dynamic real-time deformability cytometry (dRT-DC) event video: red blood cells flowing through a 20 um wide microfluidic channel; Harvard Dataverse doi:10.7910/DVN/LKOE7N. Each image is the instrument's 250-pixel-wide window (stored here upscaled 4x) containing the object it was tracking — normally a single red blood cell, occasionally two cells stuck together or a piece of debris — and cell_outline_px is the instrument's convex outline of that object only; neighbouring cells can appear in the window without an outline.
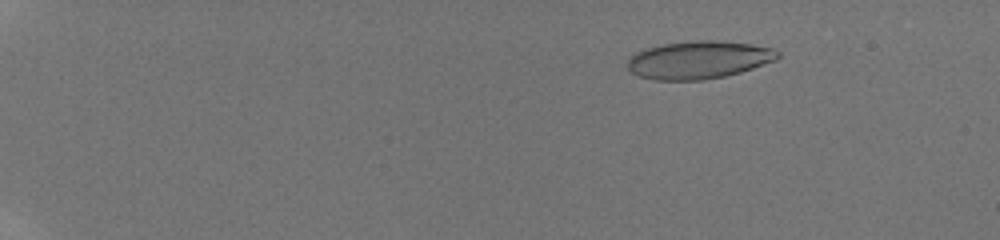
{"species": "human", "species_latin": "Homo sapiens", "temperature_condition": "room temperature", "stored_images_in_passage": 13, "camera_frame_rate_fps": 3000, "um_per_image_px": 0.085, "donor": {"sex": "male"}, "frame": {"image": 1, "passage_image": 3, "time_ms": 1.0, "image_size_px": [1000, 240], "cell_outline_px": [[780, 56], [776, 60], [740, 72], [724, 76], [704, 80], [652, 80], [640, 76], [632, 72], [628, 68], [628, 56], [636, 52], [648, 48], [664, 44], [696, 40], [720, 40], [752, 44], [772, 48], [780, 52]], "centroid_in_image_um": [59.4, 5.08], "position_along_channel_um": 25.6, "area_um2": 33.12}}
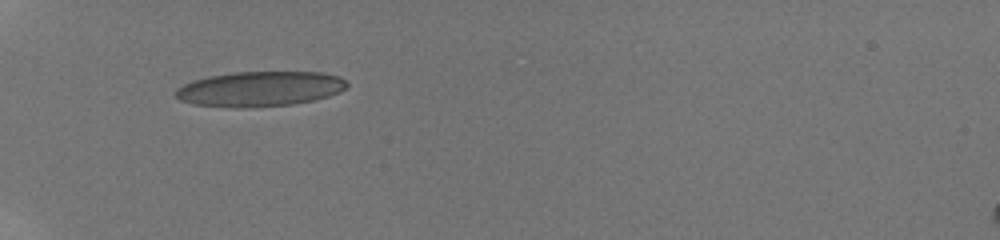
{"frame": {"image": 2, "passage_image": 10, "time_ms": 5.0, "image_size_px": [1000, 240], "cell_outline_px": [[348, 84], [340, 92], [328, 96], [312, 100], [292, 104], [248, 108], [232, 108], [192, 104], [180, 100], [176, 96], [176, 88], [192, 80], [208, 76], [236, 72], [320, 72], [340, 76]], "centroid_in_image_um": [22.06, 7.56], "position_along_channel_um": 62.9, "area_um2": 35.08}}
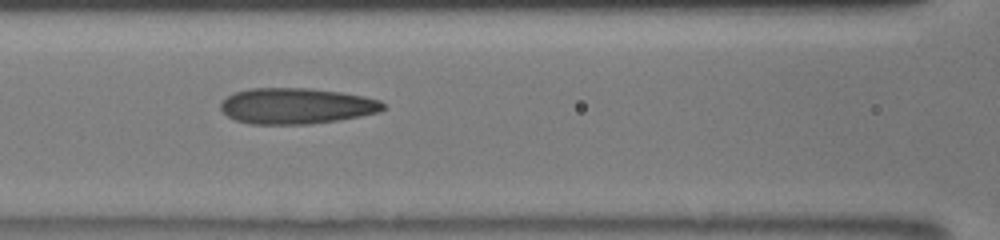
{"frame": {"image": 3, "passage_image": 12, "time_ms": 7.333, "image_size_px": [1000, 240], "cell_outline_px": [[384, 108], [380, 112], [360, 116], [312, 124], [248, 124], [236, 120], [228, 116], [220, 108], [220, 104], [228, 96], [236, 92], [252, 88], [308, 88], [340, 92], [364, 96], [380, 100], [384, 104]], "centroid_in_image_um": [25.2, 9.01], "position_along_channel_um": 141.4, "area_um2": 33.87}}